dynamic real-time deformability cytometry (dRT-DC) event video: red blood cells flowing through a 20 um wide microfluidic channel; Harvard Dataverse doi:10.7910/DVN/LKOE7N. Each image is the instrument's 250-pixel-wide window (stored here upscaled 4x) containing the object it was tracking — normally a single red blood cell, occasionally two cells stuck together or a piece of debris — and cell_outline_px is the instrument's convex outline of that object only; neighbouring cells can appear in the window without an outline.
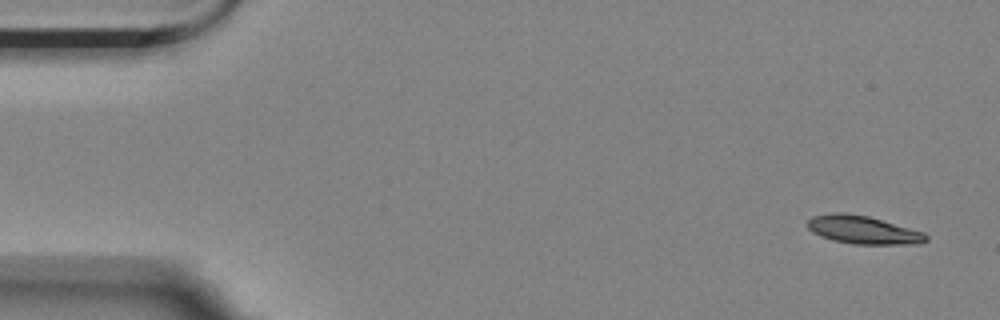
{"species": "Egyptian fruit bat (a non-hibernating species)", "species_latin": "Rousettus aegyptiacus", "temperature_condition": "room temperature", "stored_images_in_passage": 4, "camera_frame_rate_fps": 3000, "um_per_image_px": 0.085, "animal": {"sex": "female"}, "frame": {"image": 1, "passage_image": 1, "time_ms": 0.0, "image_size_px": [1000, 320], "cell_outline_px": [[928, 240], [920, 244], [852, 244], [832, 240], [820, 236], [812, 232], [808, 228], [808, 220], [812, 216], [832, 212], [844, 212], [868, 216], [924, 232], [928, 236]], "centroid_in_image_um": [73.35, 19.54], "position_along_channel_um": 11.6, "area_um2": 19.54}}
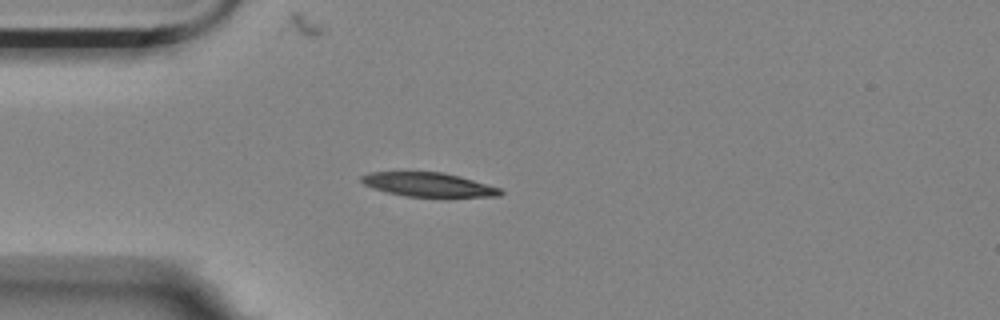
{"frame": {"image": 2, "passage_image": 4, "time_ms": 1.0, "image_size_px": [1000, 320], "cell_outline_px": [[504, 192], [500, 196], [448, 200], [404, 196], [372, 188], [364, 184], [360, 180], [360, 176], [368, 172], [444, 172], [460, 176], [500, 188]], "centroid_in_image_um": [36.51, 15.75], "position_along_channel_um": 48.5, "area_um2": 20.63}}